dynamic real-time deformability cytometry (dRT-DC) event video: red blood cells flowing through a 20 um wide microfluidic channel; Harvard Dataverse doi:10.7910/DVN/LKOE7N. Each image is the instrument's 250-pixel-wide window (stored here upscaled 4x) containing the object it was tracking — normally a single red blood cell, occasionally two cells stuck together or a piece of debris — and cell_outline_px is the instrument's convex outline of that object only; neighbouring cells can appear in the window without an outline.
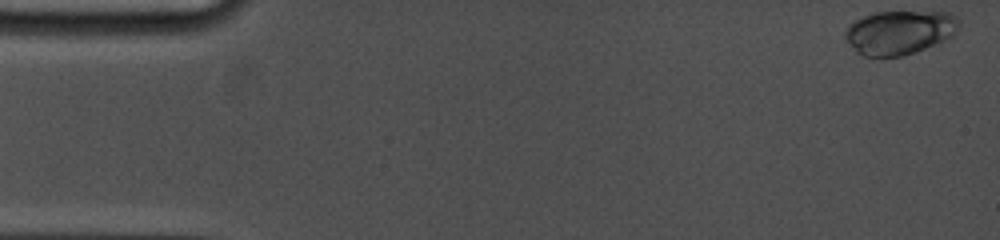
{"species": "common noctule bat (a hibernating species)", "species_latin": "Nyctalus noctula", "temperature_condition": "cold", "stored_images_in_passage": 18, "camera_frame_rate_fps": 5000, "um_per_image_px": 0.085, "animal": {"sex": "female", "body_mass_g": 19.0, "forearm_length_mm": 53.3}, "frame": {"image": 1, "passage_image": 1, "time_ms": 0.0, "image_size_px": [1000, 240], "cell_outline_px": [[960, 24], [956, 32], [952, 36], [944, 40], [904, 56], [864, 56], [856, 52], [844, 36], [844, 32], [848, 24], [864, 16], [876, 12], [948, 12], [956, 16], [960, 20]], "centroid_in_image_um": [76.46, 2.74], "position_along_channel_um": 8.5, "area_um2": 29.07}}
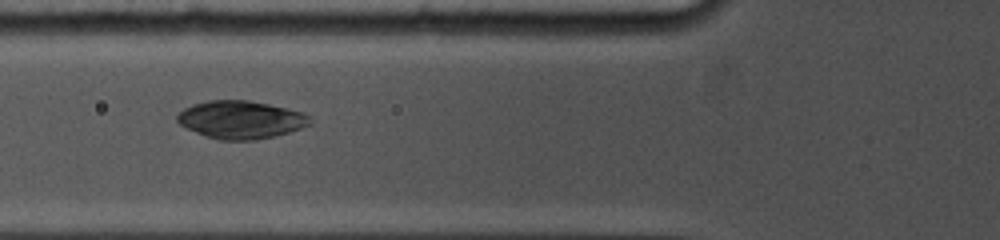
{"frame": {"image": 2, "passage_image": 11, "time_ms": 5.8, "image_size_px": [1000, 240], "cell_outline_px": [[312, 124], [276, 136], [256, 140], [220, 140], [196, 132], [180, 124], [176, 120], [176, 116], [184, 108], [192, 104], [208, 100], [248, 100], [268, 104], [300, 112], [308, 116], [312, 120]], "centroid_in_image_um": [20.45, 10.17], "position_along_channel_um": 105.3, "area_um2": 29.07}}
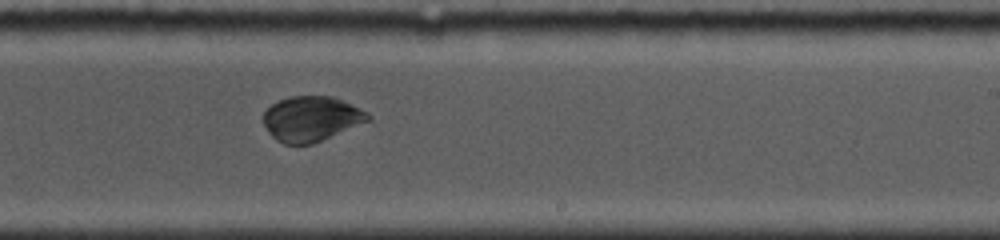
{"frame": {"image": 3, "passage_image": 18, "time_ms": 10.0, "image_size_px": [1000, 240], "cell_outline_px": [[372, 120], [312, 144], [284, 144], [276, 140], [268, 132], [264, 124], [264, 112], [272, 104], [280, 100], [292, 96], [332, 96], [368, 112], [372, 116]], "centroid_in_image_um": [26.48, 10.1], "position_along_channel_um": 262.5, "area_um2": 27.4}}